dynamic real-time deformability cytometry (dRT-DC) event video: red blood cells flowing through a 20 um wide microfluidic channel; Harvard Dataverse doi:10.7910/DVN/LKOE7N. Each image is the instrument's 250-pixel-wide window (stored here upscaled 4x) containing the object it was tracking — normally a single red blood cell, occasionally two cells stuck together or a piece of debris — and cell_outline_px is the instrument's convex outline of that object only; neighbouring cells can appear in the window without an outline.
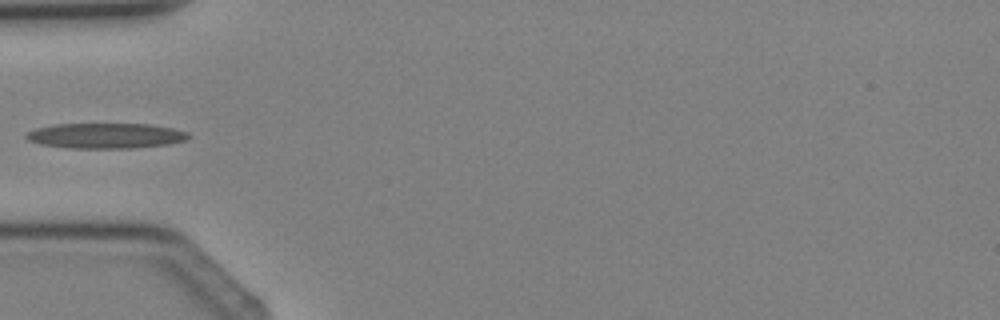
{"species": "Egyptian fruit bat (a non-hibernating species)", "species_latin": "Rousettus aegyptiacus", "temperature_condition": "cold", "stored_images_in_passage": 2, "camera_frame_rate_fps": 3000, "um_per_image_px": 0.085, "animal": {"sex": "female"}, "frame": {"image": 1, "passage_image": 2, "time_ms": 2.333, "image_size_px": [1000, 320], "cell_outline_px": [[192, 136], [188, 140], [168, 144], [132, 148], [68, 148], [40, 144], [28, 140], [24, 136], [28, 132], [36, 128], [52, 124], [152, 124], [172, 128], [188, 132]], "centroid_in_image_um": [9.01, 11.53], "position_along_channel_um": 76.0, "area_um2": 24.1}}